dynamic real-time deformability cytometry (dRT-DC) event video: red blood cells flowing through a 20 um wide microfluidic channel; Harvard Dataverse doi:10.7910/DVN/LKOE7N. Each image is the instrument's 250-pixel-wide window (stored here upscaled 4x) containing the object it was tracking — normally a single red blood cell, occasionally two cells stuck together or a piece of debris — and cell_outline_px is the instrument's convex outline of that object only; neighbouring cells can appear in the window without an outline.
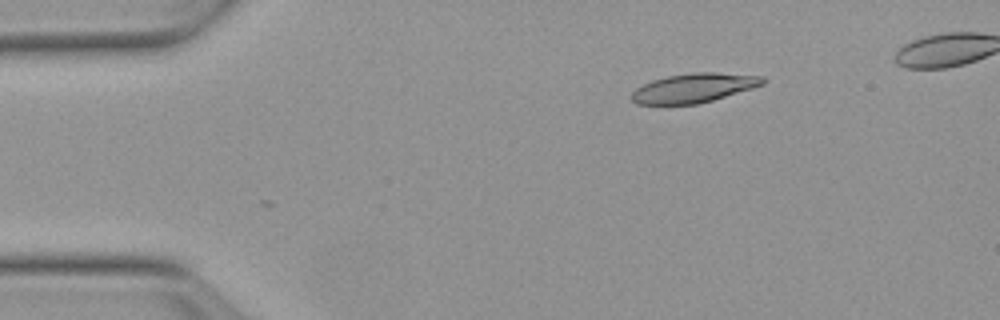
{"species": "Egyptian fruit bat (a non-hibernating species)", "species_latin": "Rousettus aegyptiacus", "temperature_condition": "warm", "stored_images_in_passage": 42, "camera_frame_rate_fps": 3000, "um_per_image_px": 0.085, "animal": {"sex": "female"}, "frame": {"image": 1, "passage_image": 1, "time_ms": 0.0, "image_size_px": [1000, 320], "cell_outline_px": [[764, 84], [752, 88], [712, 100], [696, 104], [636, 104], [628, 96], [636, 88], [652, 80], [668, 76], [692, 72], [716, 72], [764, 76]], "centroid_in_image_um": [58.95, 7.47], "position_along_channel_um": 26.1, "area_um2": 22.25}}
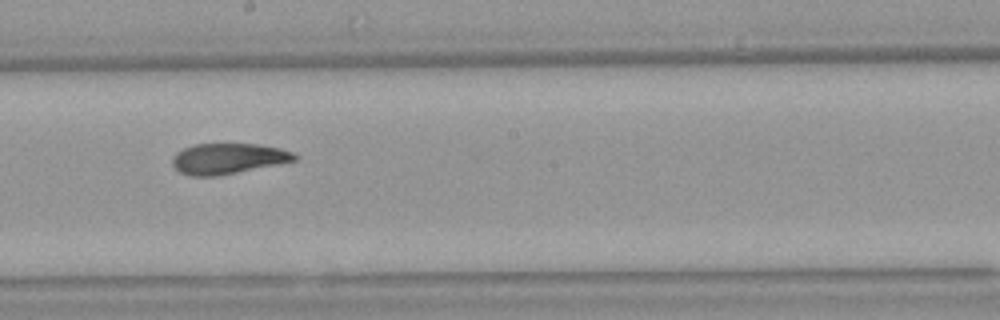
{"frame": {"image": 2, "passage_image": 22, "time_ms": 7.0, "image_size_px": [1000, 320], "cell_outline_px": [[300, 156], [296, 160], [280, 164], [216, 176], [188, 176], [180, 172], [172, 164], [172, 156], [176, 152], [184, 148], [196, 144], [260, 144], [280, 148], [292, 152]], "centroid_in_image_um": [19.39, 13.48], "position_along_channel_um": 228.8, "area_um2": 21.91}}
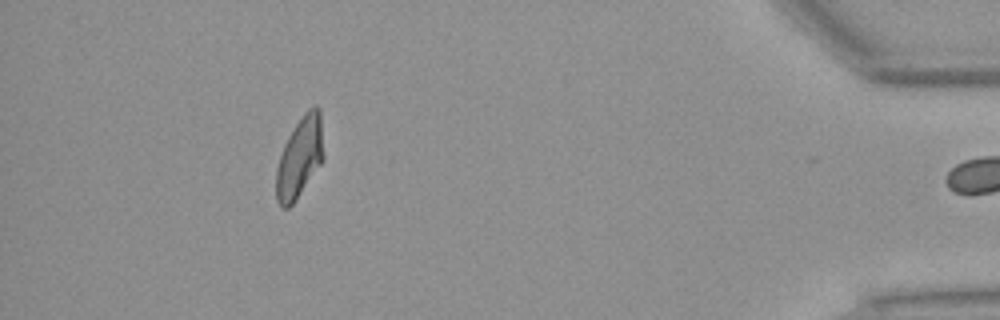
{"frame": {"image": 3, "passage_image": 41, "time_ms": 13.333, "image_size_px": [1000, 320], "cell_outline_px": [[324, 156], [320, 164], [292, 204], [288, 208], [280, 208], [276, 200], [276, 168], [284, 144], [288, 136], [304, 112], [308, 108], [316, 104], [320, 108]], "centroid_in_image_um": [25.47, 13.35], "position_along_channel_um": 409.7, "area_um2": 22.14}, "authors_computed_cell_mechanics": {"area_um2": 22.542, "velocity_mm_per_s": 3.8124, "shape_relaxation_time_tau1_ms": 7.4212, "shape_relaxation_time_tau2_ms": 2.4109, "deformation_change_tau1": 0.2267, "deformation_change_tau2": 0.0846}}